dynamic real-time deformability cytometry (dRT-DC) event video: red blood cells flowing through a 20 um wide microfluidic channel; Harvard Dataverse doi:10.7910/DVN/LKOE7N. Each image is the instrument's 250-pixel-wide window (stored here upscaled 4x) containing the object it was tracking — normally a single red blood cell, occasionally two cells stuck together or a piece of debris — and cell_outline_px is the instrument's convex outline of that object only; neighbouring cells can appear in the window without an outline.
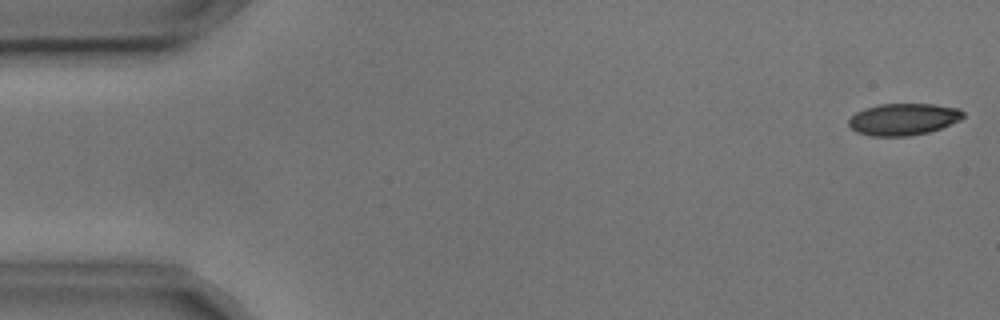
{"species": "common noctule bat (a hibernating species)", "species_latin": "Nyctalus noctula", "temperature_condition": "cold", "stored_images_in_passage": 5, "camera_frame_rate_fps": 3000, "um_per_image_px": 0.085, "animal": {"sex": "male", "body_mass_g": 17.9, "forearm_length_mm": 54.2}, "frame": {"image": 1, "passage_image": 1, "time_ms": 0.0, "image_size_px": [1000, 320], "cell_outline_px": [[964, 116], [960, 120], [940, 128], [928, 132], [908, 136], [872, 136], [856, 132], [848, 124], [848, 120], [856, 112], [864, 108], [880, 104], [932, 104], [960, 108], [964, 112]], "centroid_in_image_um": [76.78, 10.13], "position_along_channel_um": 8.2, "area_um2": 21.21}}